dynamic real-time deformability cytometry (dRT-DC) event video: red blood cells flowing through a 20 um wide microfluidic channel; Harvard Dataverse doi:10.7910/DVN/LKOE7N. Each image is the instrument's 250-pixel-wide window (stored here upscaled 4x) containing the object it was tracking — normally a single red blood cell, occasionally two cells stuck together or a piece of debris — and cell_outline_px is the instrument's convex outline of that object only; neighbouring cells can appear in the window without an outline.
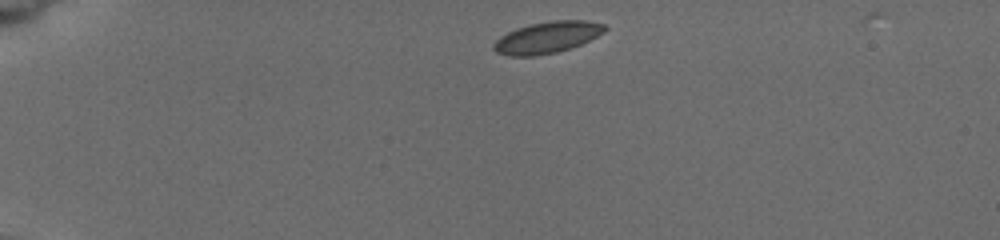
{"species": "common noctule bat (a hibernating species)", "species_latin": "Nyctalus noctula", "temperature_condition": "cold", "stored_images_in_passage": 5, "camera_frame_rate_fps": 3000, "um_per_image_px": 0.085, "animal": {"sex": "female", "body_mass_g": 19.5, "forearm_length_mm": 54.1}, "frame": {"image": 1, "passage_image": 1, "time_ms": 0.0, "image_size_px": [1000, 240], "cell_outline_px": [[608, 28], [604, 32], [580, 44], [556, 52], [532, 56], [508, 56], [496, 52], [492, 48], [492, 44], [500, 36], [516, 28], [528, 24], [552, 20], [588, 20], [604, 24]], "centroid_in_image_um": [46.48, 3.16], "position_along_channel_um": 38.5, "area_um2": 20.4}}
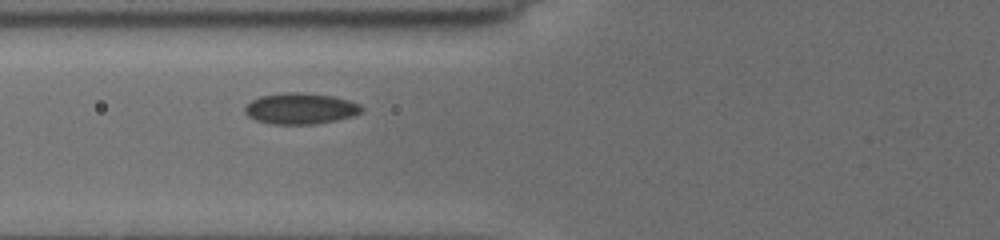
{"frame": {"image": 2, "passage_image": 5, "time_ms": 3.333, "image_size_px": [1000, 240], "cell_outline_px": [[364, 108], [360, 112], [352, 116], [336, 120], [316, 124], [272, 124], [256, 120], [248, 116], [244, 112], [244, 108], [252, 100], [260, 96], [284, 92], [304, 92], [332, 96], [348, 100], [360, 104]], "centroid_in_image_um": [25.53, 9.22], "position_along_channel_um": 100.3, "area_um2": 21.15}}